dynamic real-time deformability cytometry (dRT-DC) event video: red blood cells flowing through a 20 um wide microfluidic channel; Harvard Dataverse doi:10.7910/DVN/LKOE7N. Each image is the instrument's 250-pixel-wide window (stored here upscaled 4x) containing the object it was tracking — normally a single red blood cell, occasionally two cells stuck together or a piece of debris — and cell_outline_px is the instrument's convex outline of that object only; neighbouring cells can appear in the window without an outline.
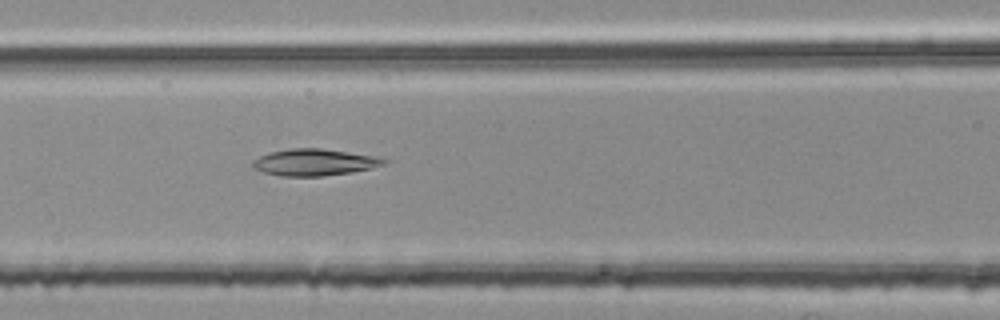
{"species": "common noctule bat (a hibernating species)", "species_latin": "Nyctalus noctula", "temperature_condition": "room temperature", "stored_images_in_passage": 40, "camera_frame_rate_fps": 3000, "um_per_image_px": 0.085, "animal": {"sex": "female", "body_mass_g": 25.1}, "frame": {"image": 1, "passage_image": 11, "time_ms": 3.333, "image_size_px": [1000, 320], "cell_outline_px": [[388, 160], [384, 164], [372, 168], [352, 172], [324, 176], [280, 176], [264, 172], [252, 168], [252, 160], [260, 156], [272, 152], [292, 148], [320, 148], [376, 156]], "centroid_in_image_um": [26.71, 13.8], "position_along_channel_um": 139.9, "area_um2": 20.35}}
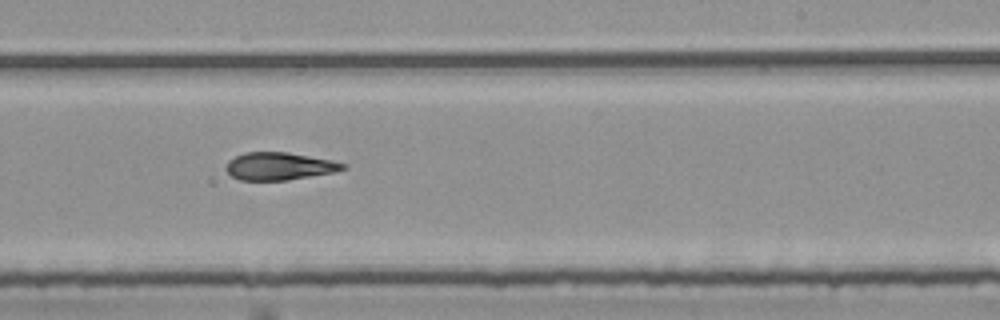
{"frame": {"image": 2, "passage_image": 21, "time_ms": 6.667, "image_size_px": [1000, 320], "cell_outline_px": [[348, 168], [332, 172], [288, 180], [240, 180], [232, 176], [224, 168], [228, 160], [244, 152], [288, 152], [348, 164]], "centroid_in_image_um": [23.7, 14.12], "position_along_channel_um": 265.3, "area_um2": 18.67}}
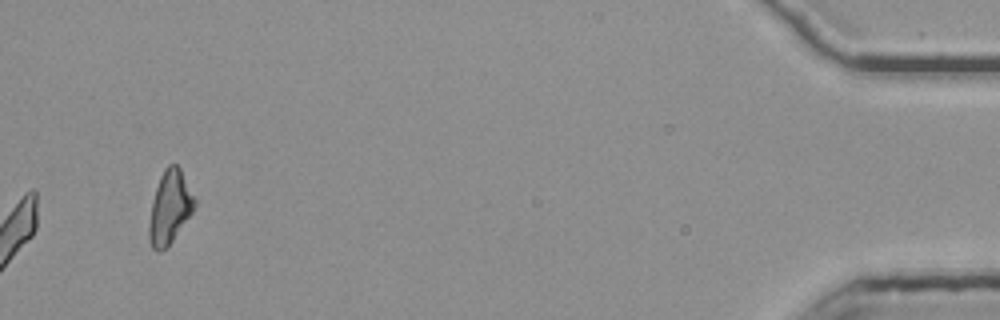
{"frame": {"image": 3, "passage_image": 40, "time_ms": 13.0, "image_size_px": [1000, 320], "cell_outline_px": [[196, 204], [192, 212], [172, 240], [160, 252], [156, 252], [152, 248], [148, 236], [148, 228], [152, 200], [160, 176], [164, 168], [168, 164], [176, 164], [180, 168], [196, 200]], "centroid_in_image_um": [14.41, 17.61], "position_along_channel_um": 420.8, "area_um2": 19.13}, "authors_computed_cell_mechanics": {"area_um2": 19.5075, "velocity_mm_per_s": 3.7741, "shape_relaxation_time_tau1_ms": null, "shape_relaxation_time_tau2_ms": 4.1181, "deformation_change_tau1": null, "deformation_change_tau2": 0.1332}}